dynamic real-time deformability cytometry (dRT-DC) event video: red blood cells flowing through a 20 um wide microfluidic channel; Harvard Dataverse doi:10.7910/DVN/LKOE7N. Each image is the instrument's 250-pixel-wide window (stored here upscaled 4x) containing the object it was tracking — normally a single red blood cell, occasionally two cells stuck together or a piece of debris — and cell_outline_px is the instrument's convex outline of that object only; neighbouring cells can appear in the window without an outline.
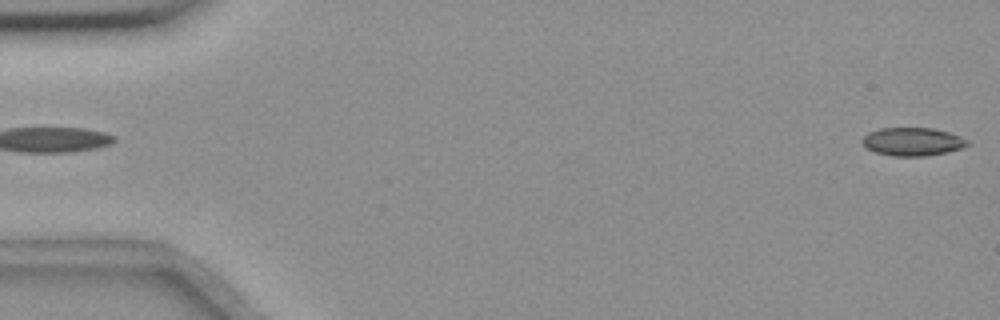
{"species": "common noctule bat (a hibernating species)", "species_latin": "Nyctalus noctula", "temperature_condition": "room temperature", "stored_images_in_passage": 55, "camera_frame_rate_fps": 3000, "um_per_image_px": 0.085, "animal": {"sex": "female", "body_mass_g": 18.4}, "frame": {"image": 1, "passage_image": 1, "time_ms": 0.0, "image_size_px": [1000, 320], "cell_outline_px": [[972, 144], [948, 152], [924, 156], [892, 156], [876, 152], [868, 148], [860, 140], [868, 132], [880, 128], [932, 128], [948, 132], [960, 136], [968, 140]], "centroid_in_image_um": [77.58, 12.04], "position_along_channel_um": 7.4, "area_um2": 17.28}}
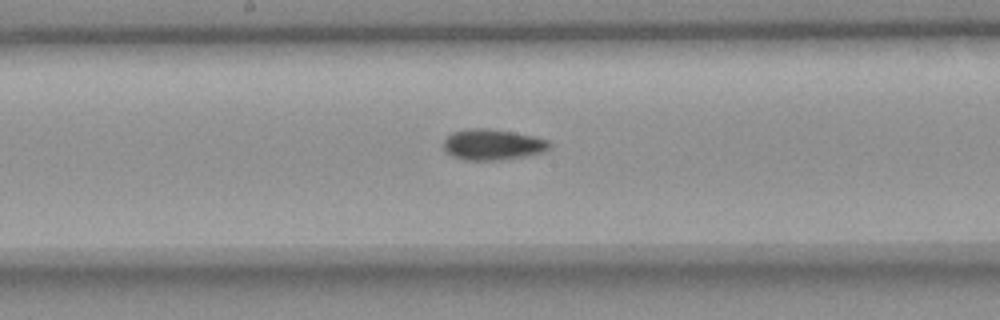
{"frame": {"image": 2, "passage_image": 29, "time_ms": 9.333, "image_size_px": [1000, 320], "cell_outline_px": [[552, 148], [544, 152], [524, 156], [500, 160], [464, 160], [452, 156], [444, 152], [444, 140], [452, 132], [468, 128], [488, 128], [536, 136], [548, 140], [552, 144]], "centroid_in_image_um": [41.89, 12.29], "position_along_channel_um": 206.3, "area_um2": 19.31}}
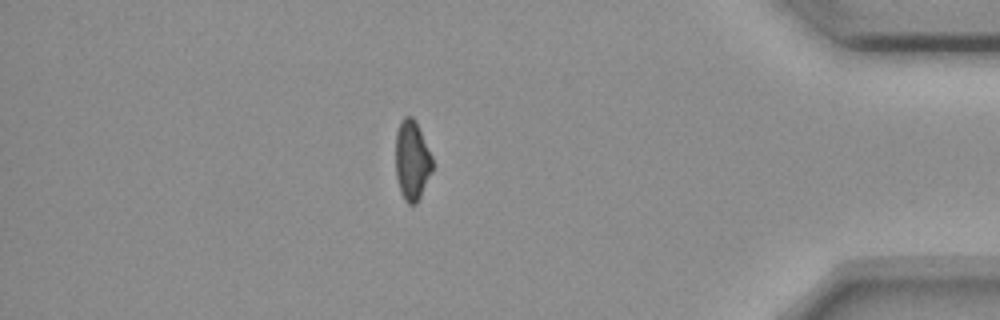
{"frame": {"image": 3, "passage_image": 48, "time_ms": 15.667, "image_size_px": [1000, 320], "cell_outline_px": [[432, 172], [416, 204], [408, 204], [404, 200], [400, 192], [396, 176], [396, 132], [400, 120], [404, 116], [412, 116], [416, 120], [432, 156]], "centroid_in_image_um": [35.01, 13.61], "position_along_channel_um": 400.2, "area_um2": 17.22}, "authors_computed_cell_mechanics": {"area_um2": 18.2648, "velocity_mm_per_s": 3.6657, "shape_relaxation_time_tau1_ms": null, "shape_relaxation_time_tau2_ms": 6.8969, "deformation_change_tau1": null, "deformation_change_tau2": 0.1188}}